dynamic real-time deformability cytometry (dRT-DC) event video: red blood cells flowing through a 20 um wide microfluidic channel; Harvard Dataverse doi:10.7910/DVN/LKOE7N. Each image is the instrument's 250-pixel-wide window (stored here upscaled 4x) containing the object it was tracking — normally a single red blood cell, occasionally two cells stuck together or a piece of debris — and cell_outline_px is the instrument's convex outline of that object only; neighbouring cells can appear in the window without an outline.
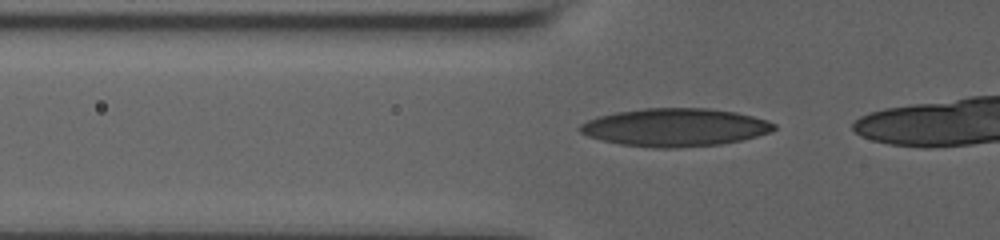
{"species": "human", "species_latin": "Homo sapiens", "temperature_condition": "room temperature", "stored_images_in_passage": 16, "camera_frame_rate_fps": 3000, "um_per_image_px": 0.085, "donor": {"sex": "male"}, "frame": {"image": 1, "passage_image": 8, "time_ms": 4.667, "image_size_px": [1000, 240], "cell_outline_px": [[776, 128], [772, 132], [740, 140], [720, 144], [676, 148], [656, 148], [620, 144], [588, 136], [580, 132], [576, 128], [580, 124], [596, 116], [616, 112], [644, 108], [708, 108], [736, 112], [768, 120], [776, 124]], "centroid_in_image_um": [57.37, 10.82], "position_along_channel_um": 68.4, "area_um2": 43.06}}
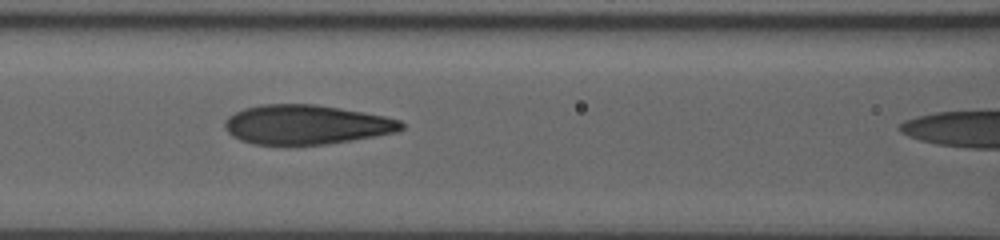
{"frame": {"image": 2, "passage_image": 13, "time_ms": 6.667, "image_size_px": [1000, 240], "cell_outline_px": [[404, 128], [396, 132], [352, 140], [328, 144], [252, 144], [240, 140], [232, 136], [224, 128], [224, 124], [228, 116], [244, 108], [260, 104], [316, 104], [364, 112], [384, 116], [400, 120], [404, 124]], "centroid_in_image_um": [26.02, 10.58], "position_along_channel_um": 140.6, "area_um2": 40.52}}
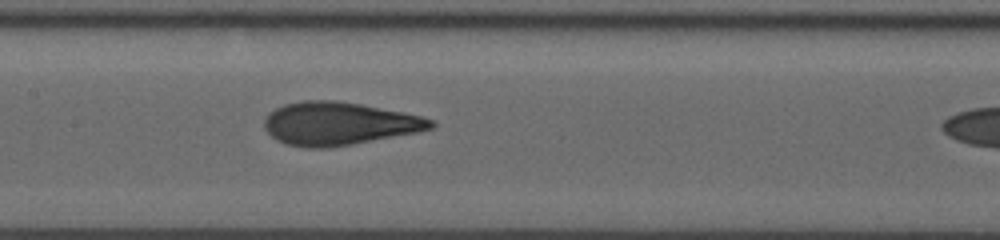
{"frame": {"image": 3, "passage_image": 15, "time_ms": 7.667, "image_size_px": [1000, 240], "cell_outline_px": [[436, 124], [432, 128], [416, 132], [352, 144], [324, 148], [304, 148], [284, 144], [276, 140], [264, 128], [264, 120], [268, 112], [284, 104], [304, 100], [336, 100], [360, 104], [404, 112], [420, 116], [432, 120]], "centroid_in_image_um": [28.75, 10.5], "position_along_channel_um": 178.7, "area_um2": 41.67}}